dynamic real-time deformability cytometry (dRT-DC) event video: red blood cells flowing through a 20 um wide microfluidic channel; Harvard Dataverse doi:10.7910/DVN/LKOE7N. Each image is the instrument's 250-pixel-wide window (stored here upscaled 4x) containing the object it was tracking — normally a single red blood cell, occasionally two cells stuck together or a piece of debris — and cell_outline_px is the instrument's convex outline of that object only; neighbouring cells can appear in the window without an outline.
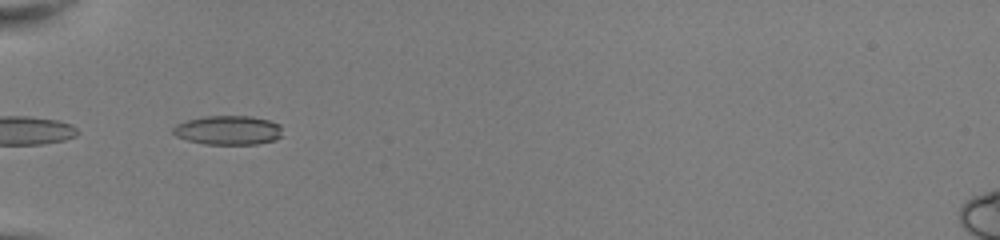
{"species": "common noctule bat (a hibernating species)", "species_latin": "Nyctalus noctula", "temperature_condition": "room temperature", "stored_images_in_passage": 29, "camera_frame_rate_fps": 3000, "um_per_image_px": 0.085, "animal": {"sex": "female", "body_mass_g": 22.0, "forearm_length_mm": 56.7}, "frame": {"image": 1, "passage_image": 1, "time_ms": 0.0, "image_size_px": [1000, 240], "cell_outline_px": [[280, 136], [276, 140], [256, 144], [204, 144], [188, 140], [176, 136], [172, 132], [172, 128], [176, 124], [188, 120], [204, 116], [252, 116], [268, 120], [280, 124]], "centroid_in_image_um": [19.38, 11.06], "position_along_channel_um": 65.6, "area_um2": 18.55}}
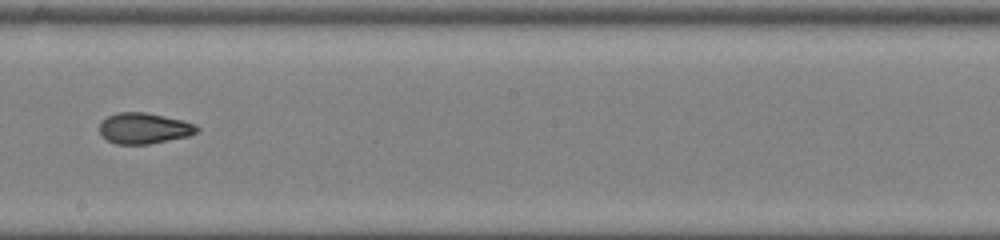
{"frame": {"image": 2, "passage_image": 14, "time_ms": 4.333, "image_size_px": [1000, 240], "cell_outline_px": [[200, 132], [188, 136], [148, 144], [116, 144], [108, 140], [100, 132], [100, 120], [108, 116], [120, 112], [144, 112], [184, 120], [196, 124], [200, 128]], "centroid_in_image_um": [12.28, 10.9], "position_along_channel_um": 235.9, "area_um2": 17.57}}
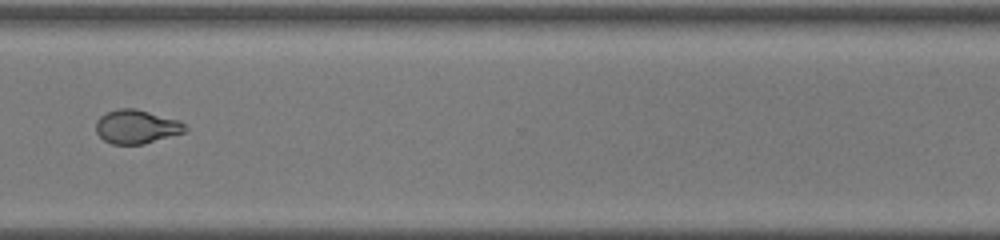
{"frame": {"image": 3, "passage_image": 23, "time_ms": 7.333, "image_size_px": [1000, 240], "cell_outline_px": [[188, 128], [184, 132], [144, 144], [112, 144], [104, 140], [96, 132], [96, 120], [100, 116], [108, 112], [120, 108], [136, 108], [180, 120]], "centroid_in_image_um": [11.61, 10.76], "position_along_channel_um": 359.0, "area_um2": 17.57}, "authors_computed_cell_mechanics": {"area_um2": 17.8024, "velocity_mm_per_s": 4.0889, "shape_relaxation_time_tau1_ms": null, "shape_relaxation_time_tau2_ms": 1.5778, "deformation_change_tau1": null, "deformation_change_tau2": 0.0738}}